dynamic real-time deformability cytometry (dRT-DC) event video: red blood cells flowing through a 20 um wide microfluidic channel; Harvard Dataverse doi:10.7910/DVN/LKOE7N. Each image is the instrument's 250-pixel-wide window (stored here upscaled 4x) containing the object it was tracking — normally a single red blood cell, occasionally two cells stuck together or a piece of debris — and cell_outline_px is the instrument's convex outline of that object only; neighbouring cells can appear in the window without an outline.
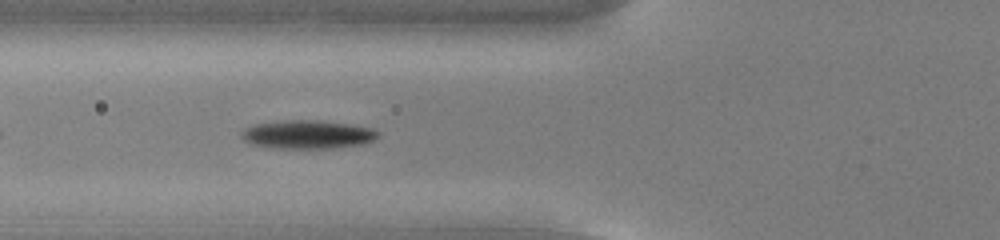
{"species": "common noctule bat (a hibernating species)", "species_latin": "Nyctalus noctula", "temperature_condition": "cold", "stored_images_in_passage": 32, "camera_frame_rate_fps": 3000, "um_per_image_px": 0.085, "animal": {"sex": "male", "body_mass_g": 13.0, "forearm_length_mm": 53.1}, "frame": {"image": 1, "passage_image": 6, "time_ms": 1.667, "image_size_px": [1000, 240], "cell_outline_px": [[380, 136], [372, 140], [360, 144], [332, 148], [272, 148], [252, 144], [244, 140], [240, 136], [240, 132], [244, 128], [256, 124], [284, 120], [320, 120], [348, 124], [372, 128], [380, 132]], "centroid_in_image_um": [26.12, 11.42], "position_along_channel_um": 99.7, "area_um2": 22.66}}
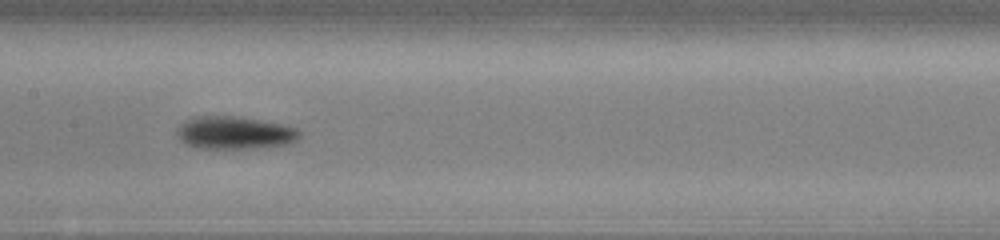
{"frame": {"image": 2, "passage_image": 13, "time_ms": 4.0, "image_size_px": [1000, 240], "cell_outline_px": [[300, 136], [296, 140], [288, 144], [256, 148], [196, 148], [180, 140], [176, 132], [180, 124], [192, 116], [236, 116], [260, 120], [280, 124], [296, 128], [300, 132]], "centroid_in_image_um": [19.92, 11.28], "position_along_channel_um": 187.5, "area_um2": 23.29}}
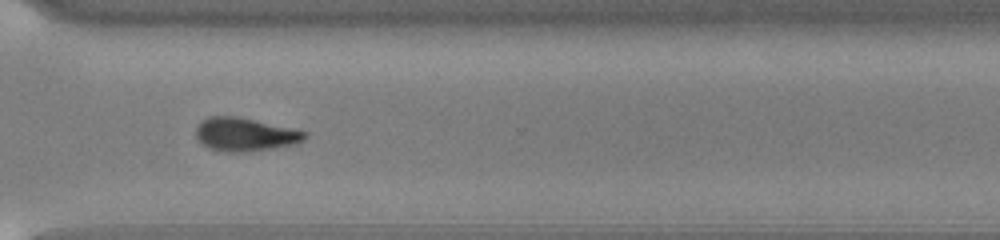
{"frame": {"image": 3, "passage_image": 26, "time_ms": 8.333, "image_size_px": [1000, 240], "cell_outline_px": [[308, 136], [304, 140], [296, 144], [272, 148], [244, 152], [224, 152], [208, 148], [196, 136], [196, 128], [200, 120], [208, 116], [236, 116], [308, 132]], "centroid_in_image_um": [20.81, 11.43], "position_along_channel_um": 349.8, "area_um2": 21.1}, "authors_computed_cell_mechanics": {"area_um2": 21.964, "velocity_mm_per_s": 3.7547, "shape_relaxation_time_tau1_ms": 3.2097, "shape_relaxation_time_tau2_ms": 10.9529, "deformation_change_tau1": 0.1228, "deformation_change_tau2": 0.1998}}